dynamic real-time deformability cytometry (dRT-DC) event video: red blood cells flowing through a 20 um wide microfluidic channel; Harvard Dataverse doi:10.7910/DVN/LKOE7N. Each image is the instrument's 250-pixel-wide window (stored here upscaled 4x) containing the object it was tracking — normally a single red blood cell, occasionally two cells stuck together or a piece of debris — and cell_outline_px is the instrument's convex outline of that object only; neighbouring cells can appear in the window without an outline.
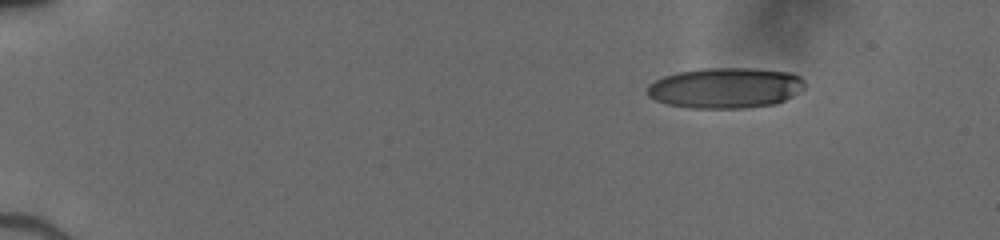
{"species": "human", "species_latin": "Homo sapiens", "temperature_condition": "cold", "stored_images_in_passage": 45, "camera_frame_rate_fps": 3000, "um_per_image_px": 0.085, "donor": {"sex": "male"}, "frame": {"image": 1, "passage_image": 1, "time_ms": 0.0, "image_size_px": [1000, 240], "cell_outline_px": [[804, 88], [792, 96], [776, 104], [744, 108], [688, 108], [668, 104], [656, 100], [648, 96], [648, 84], [664, 76], [680, 72], [704, 68], [752, 68], [792, 72], [800, 76], [804, 80]], "centroid_in_image_um": [61.69, 7.47], "position_along_channel_um": 23.3, "area_um2": 37.28}}
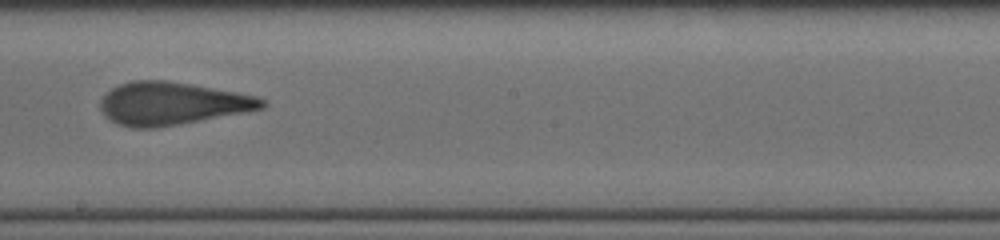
{"frame": {"image": 2, "passage_image": 25, "time_ms": 8.0, "image_size_px": [1000, 240], "cell_outline_px": [[268, 104], [264, 108], [248, 112], [156, 128], [128, 128], [112, 120], [100, 108], [100, 100], [112, 88], [120, 84], [132, 80], [164, 80], [236, 92], [256, 96], [268, 100]], "centroid_in_image_um": [14.67, 8.8], "position_along_channel_um": 233.5, "area_um2": 40.11}}
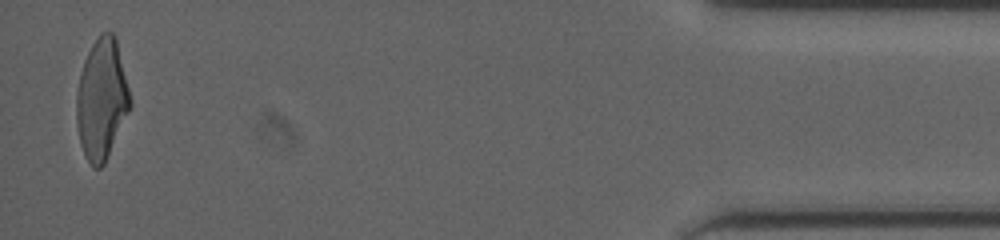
{"frame": {"image": 3, "passage_image": 44, "time_ms": 14.333, "image_size_px": [1000, 240], "cell_outline_px": [[132, 104], [104, 164], [100, 168], [92, 168], [80, 144], [76, 124], [76, 92], [80, 72], [84, 60], [92, 44], [100, 32], [112, 32], [116, 36], [132, 100]], "centroid_in_image_um": [8.64, 8.4], "position_along_channel_um": 426.6, "area_um2": 37.92}}